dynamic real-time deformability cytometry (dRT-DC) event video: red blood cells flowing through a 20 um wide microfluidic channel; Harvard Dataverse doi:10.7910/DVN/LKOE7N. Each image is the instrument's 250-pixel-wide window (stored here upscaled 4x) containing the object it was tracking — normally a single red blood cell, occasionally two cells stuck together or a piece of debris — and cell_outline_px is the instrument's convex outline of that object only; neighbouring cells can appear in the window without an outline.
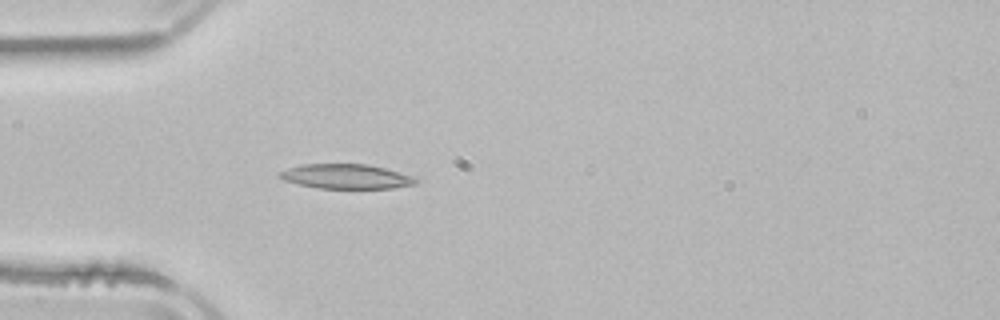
{"species": "common noctule bat (a hibernating species)", "species_latin": "Nyctalus noctula", "temperature_condition": "room temperature", "stored_images_in_passage": 4, "camera_frame_rate_fps": 3000, "um_per_image_px": 0.085, "animal": {"sex": "male", "body_mass_g": 21.5, "forearm_length_mm": 52.0}, "frame": {"image": 1, "passage_image": 4, "time_ms": 3.667, "image_size_px": [1000, 320], "cell_outline_px": [[420, 180], [416, 184], [392, 188], [316, 188], [284, 180], [280, 176], [280, 172], [288, 168], [300, 164], [368, 164], [384, 168], [412, 176]], "centroid_in_image_um": [29.44, 14.99], "position_along_channel_um": 55.6, "area_um2": 19.36}}